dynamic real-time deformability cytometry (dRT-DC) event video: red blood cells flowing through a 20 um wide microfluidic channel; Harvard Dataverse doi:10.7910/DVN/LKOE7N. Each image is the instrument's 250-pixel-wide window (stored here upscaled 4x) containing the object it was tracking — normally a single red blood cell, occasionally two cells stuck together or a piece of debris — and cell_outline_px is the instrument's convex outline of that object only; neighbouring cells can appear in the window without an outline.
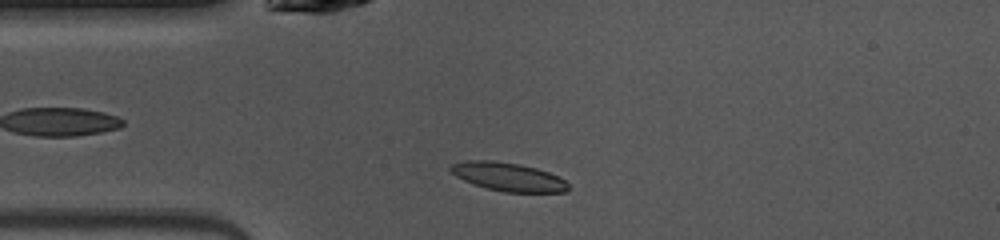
{"species": "common noctule bat (a hibernating species)", "species_latin": "Nyctalus noctula", "temperature_condition": "warm", "stored_images_in_passage": 41, "camera_frame_rate_fps": 3000, "um_per_image_px": 0.085, "animal": {"sex": "female", "body_mass_g": 10.0, "forearm_length_mm": 53.1}, "frame": {"image": 1, "passage_image": 7, "time_ms": 2.0, "image_size_px": [1000, 240], "cell_outline_px": [[568, 192], [504, 192], [472, 184], [456, 176], [448, 168], [452, 164], [468, 160], [492, 160], [520, 164], [536, 168], [548, 172], [564, 180], [568, 184]], "centroid_in_image_um": [43.18, 15.03], "position_along_channel_um": 41.8, "area_um2": 19.42}}
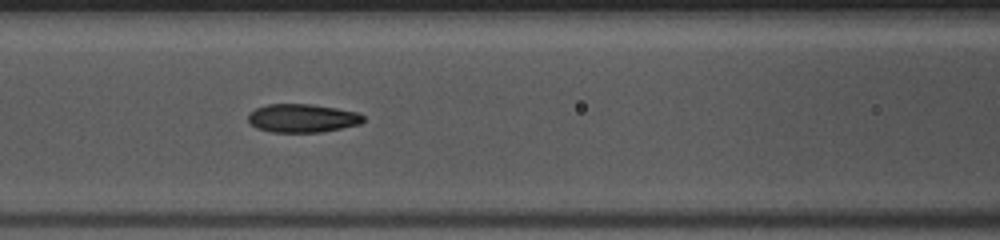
{"frame": {"image": 2, "passage_image": 15, "time_ms": 4.667, "image_size_px": [1000, 240], "cell_outline_px": [[364, 120], [360, 124], [320, 132], [272, 132], [256, 128], [248, 120], [248, 116], [256, 108], [268, 104], [312, 104], [336, 108], [356, 112], [364, 116]], "centroid_in_image_um": [25.7, 10.04], "position_along_channel_um": 140.9, "area_um2": 18.9}}
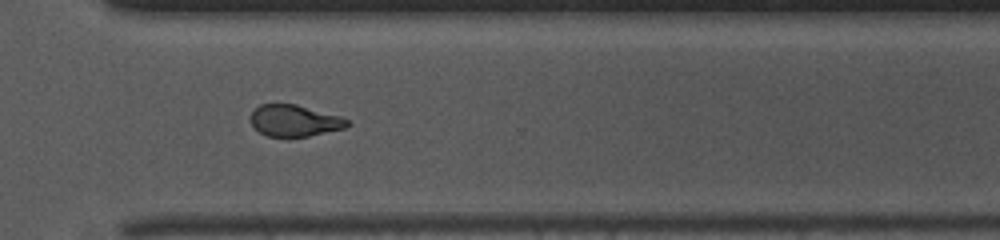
{"frame": {"image": 3, "passage_image": 30, "time_ms": 9.667, "image_size_px": [1000, 240], "cell_outline_px": [[352, 124], [344, 128], [308, 136], [268, 136], [260, 132], [252, 124], [252, 112], [260, 104], [296, 104], [340, 116], [348, 120]], "centroid_in_image_um": [25.06, 10.25], "position_along_channel_um": 345.5, "area_um2": 17.46}, "authors_computed_cell_mechanics": {"area_um2": 19.1318, "velocity_mm_per_s": 4.097, "shape_relaxation_time_tau1_ms": 5.2531, "shape_relaxation_time_tau2_ms": 1.9056, "deformation_change_tau1": 0.1938, "deformation_change_tau2": 0.0886}}